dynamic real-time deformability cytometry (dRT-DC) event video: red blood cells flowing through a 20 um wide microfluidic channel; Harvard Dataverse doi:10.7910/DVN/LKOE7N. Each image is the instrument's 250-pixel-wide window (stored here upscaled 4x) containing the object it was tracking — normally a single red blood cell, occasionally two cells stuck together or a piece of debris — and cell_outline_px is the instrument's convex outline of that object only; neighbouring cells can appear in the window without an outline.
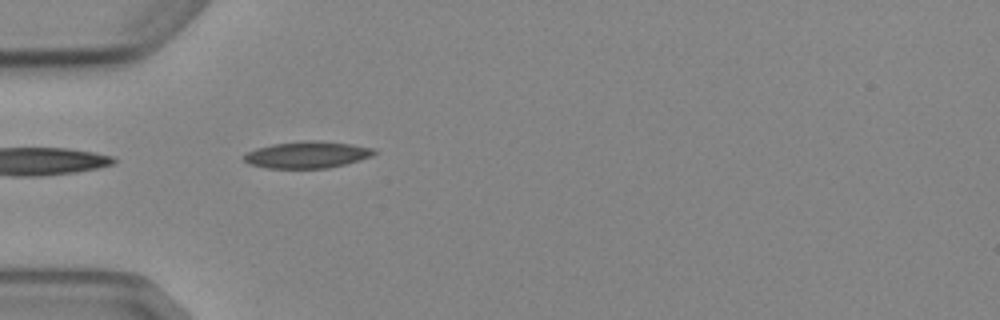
{"species": "Egyptian fruit bat (a non-hibernating species)", "species_latin": "Rousettus aegyptiacus", "temperature_condition": "cold", "stored_images_in_passage": 1, "camera_frame_rate_fps": 3000, "um_per_image_px": 0.085, "animal": {"sex": "female"}, "frame": {"image": 1, "passage_image": 1, "time_ms": 0.0, "image_size_px": [1000, 320], "cell_outline_px": [[376, 152], [372, 156], [360, 160], [328, 168], [268, 168], [248, 164], [244, 160], [244, 156], [248, 152], [256, 148], [272, 144], [304, 140], [352, 144], [372, 148]], "centroid_in_image_um": [26.09, 13.16], "position_along_channel_um": 58.9, "area_um2": 20.06}}